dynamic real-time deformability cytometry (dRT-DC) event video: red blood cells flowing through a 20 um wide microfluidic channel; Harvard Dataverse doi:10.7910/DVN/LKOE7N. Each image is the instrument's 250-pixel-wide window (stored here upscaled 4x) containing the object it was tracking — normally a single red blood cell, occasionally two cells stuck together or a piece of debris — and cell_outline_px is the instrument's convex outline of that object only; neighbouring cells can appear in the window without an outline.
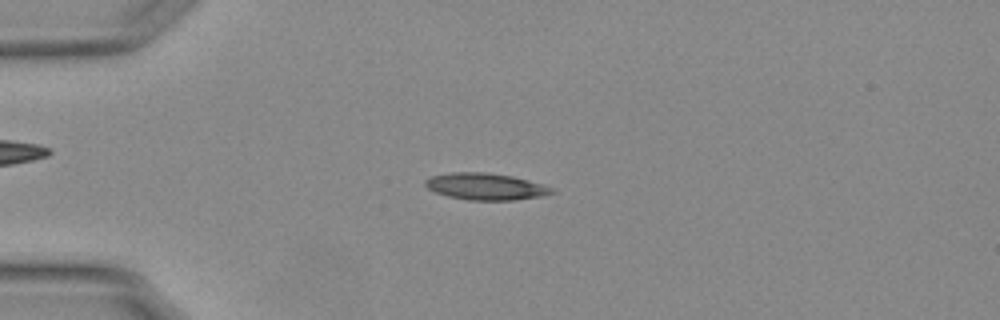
{"species": "Egyptian fruit bat (a non-hibernating species)", "species_latin": "Rousettus aegyptiacus", "temperature_condition": "warm", "stored_images_in_passage": 43, "camera_frame_rate_fps": 3000, "um_per_image_px": 0.085, "animal": {"sex": "female"}, "frame": {"image": 1, "passage_image": 3, "time_ms": 0.667, "image_size_px": [1000, 320], "cell_outline_px": [[556, 192], [544, 196], [516, 200], [468, 200], [448, 196], [436, 192], [428, 188], [424, 184], [424, 180], [432, 176], [452, 172], [484, 172], [512, 176], [528, 180], [556, 188]], "centroid_in_image_um": [41.33, 15.86], "position_along_channel_um": 43.7, "area_um2": 19.83}}
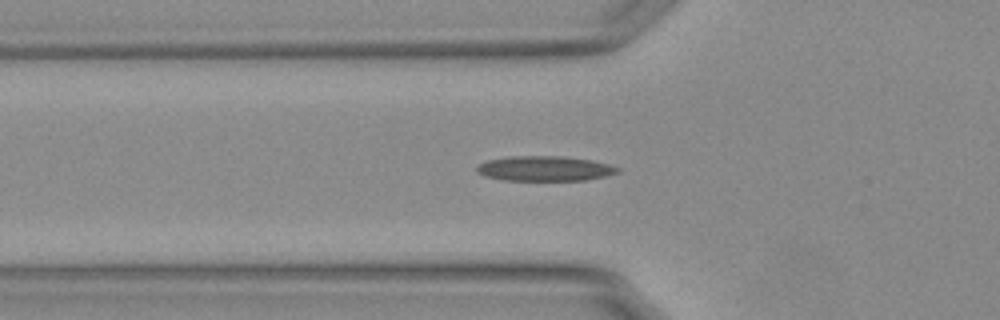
{"frame": {"image": 2, "passage_image": 8, "time_ms": 2.333, "image_size_px": [1000, 320], "cell_outline_px": [[620, 172], [604, 176], [584, 180], [504, 180], [484, 176], [476, 172], [476, 168], [480, 164], [488, 160], [508, 156], [560, 156], [592, 160], [608, 164], [620, 168]], "centroid_in_image_um": [46.29, 14.32], "position_along_channel_um": 79.5, "area_um2": 20.4}}
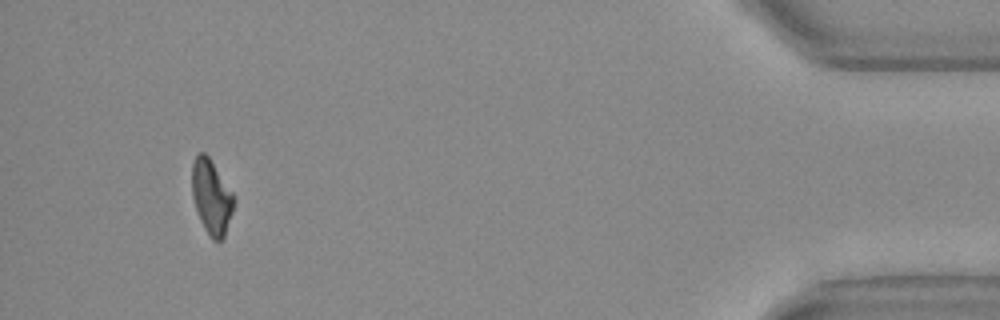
{"frame": {"image": 3, "passage_image": 40, "time_ms": 13.0, "image_size_px": [1000, 320], "cell_outline_px": [[232, 212], [224, 236], [220, 240], [212, 240], [204, 228], [200, 220], [192, 196], [192, 164], [196, 156], [200, 152], [204, 152], [208, 156], [232, 192]], "centroid_in_image_um": [17.94, 16.73], "position_along_channel_um": 417.3, "area_um2": 17.63}, "authors_computed_cell_mechanics": {"area_um2": 19.1318, "velocity_mm_per_s": 3.7926, "shape_relaxation_time_tau1_ms": null, "shape_relaxation_time_tau2_ms": 3.5315, "deformation_change_tau1": null, "deformation_change_tau2": 0.1239}}